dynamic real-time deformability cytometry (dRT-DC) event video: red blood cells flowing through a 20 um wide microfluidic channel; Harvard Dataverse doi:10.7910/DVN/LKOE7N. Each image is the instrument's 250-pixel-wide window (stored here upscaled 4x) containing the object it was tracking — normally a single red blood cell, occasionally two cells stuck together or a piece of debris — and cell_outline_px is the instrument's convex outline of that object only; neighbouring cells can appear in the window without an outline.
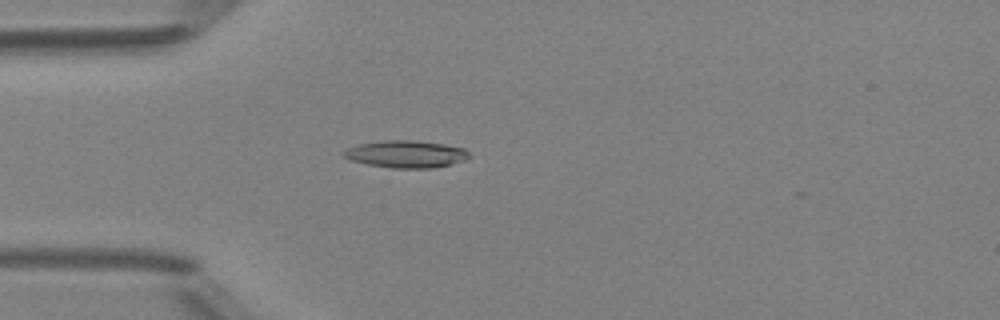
{"species": "Egyptian fruit bat (a non-hibernating species)", "species_latin": "Rousettus aegyptiacus", "temperature_condition": "room temperature", "stored_images_in_passage": 5, "camera_frame_rate_fps": 3000, "um_per_image_px": 0.085, "animal": {"sex": "female"}, "frame": {"image": 1, "passage_image": 5, "time_ms": 4.667, "image_size_px": [1000, 320], "cell_outline_px": [[472, 156], [464, 160], [452, 164], [432, 168], [392, 168], [368, 164], [352, 160], [344, 156], [340, 152], [348, 148], [360, 144], [380, 140], [416, 140], [444, 144], [464, 148]], "centroid_in_image_um": [34.53, 13.09], "position_along_channel_um": 50.5, "area_um2": 19.94}}